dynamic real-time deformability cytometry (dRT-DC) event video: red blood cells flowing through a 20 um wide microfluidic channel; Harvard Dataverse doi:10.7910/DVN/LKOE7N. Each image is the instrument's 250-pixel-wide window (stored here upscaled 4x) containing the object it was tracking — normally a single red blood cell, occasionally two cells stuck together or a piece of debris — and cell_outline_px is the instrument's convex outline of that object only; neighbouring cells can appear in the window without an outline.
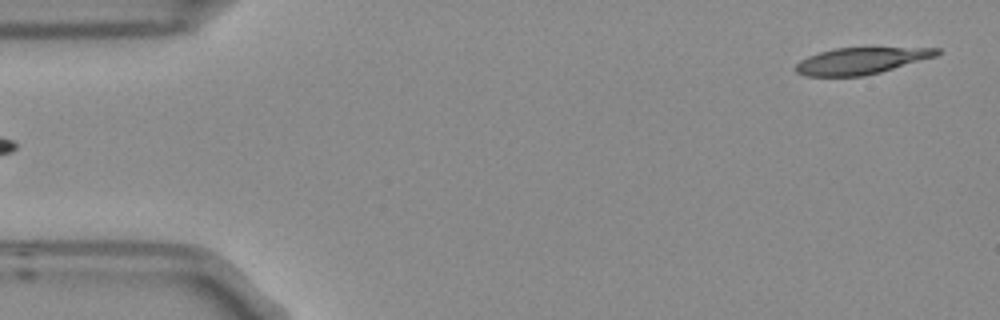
{"species": "Egyptian fruit bat (a non-hibernating species)", "species_latin": "Rousettus aegyptiacus", "temperature_condition": "room temperature", "stored_images_in_passage": 4, "segment_of_instrument_passage": [2, 2], "camera_frame_rate_fps": 3000, "um_per_image_px": 0.085, "frame": {"image": 1, "passage_image": 4, "time_ms": 1.0, "image_size_px": [1000, 320], "cell_outline_px": [[940, 52], [936, 56], [880, 72], [864, 76], [804, 76], [796, 72], [792, 68], [800, 60], [808, 56], [820, 52], [836, 48], [940, 48]], "centroid_in_image_um": [73.12, 5.18], "position_along_channel_um": 11.9, "area_um2": 21.68}}